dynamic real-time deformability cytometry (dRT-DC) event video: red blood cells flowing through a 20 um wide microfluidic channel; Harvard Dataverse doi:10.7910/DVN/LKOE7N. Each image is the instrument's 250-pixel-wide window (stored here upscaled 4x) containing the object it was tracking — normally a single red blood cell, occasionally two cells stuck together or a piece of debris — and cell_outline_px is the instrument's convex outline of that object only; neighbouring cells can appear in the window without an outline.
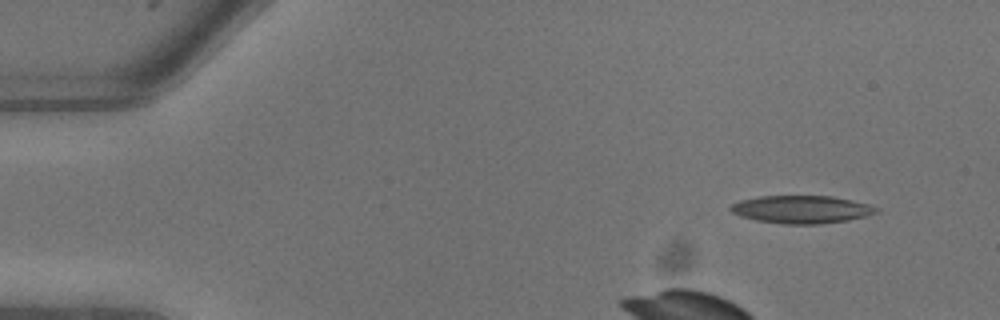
{"species": "common noctule bat (a hibernating species)", "species_latin": "Nyctalus noctula", "temperature_condition": "warm", "stored_images_in_passage": 7, "camera_frame_rate_fps": 3000, "um_per_image_px": 0.085, "animal": {"sex": "male", "body_mass_g": 13.3}, "frame": {"image": 1, "passage_image": 1, "time_ms": 0.0, "image_size_px": [1000, 320], "cell_outline_px": [[880, 212], [868, 216], [848, 220], [820, 224], [784, 224], [756, 220], [740, 216], [732, 212], [728, 208], [732, 204], [740, 200], [760, 196], [832, 196], [872, 204], [880, 208]], "centroid_in_image_um": [68.19, 17.8], "position_along_channel_um": 16.8, "area_um2": 23.87}}
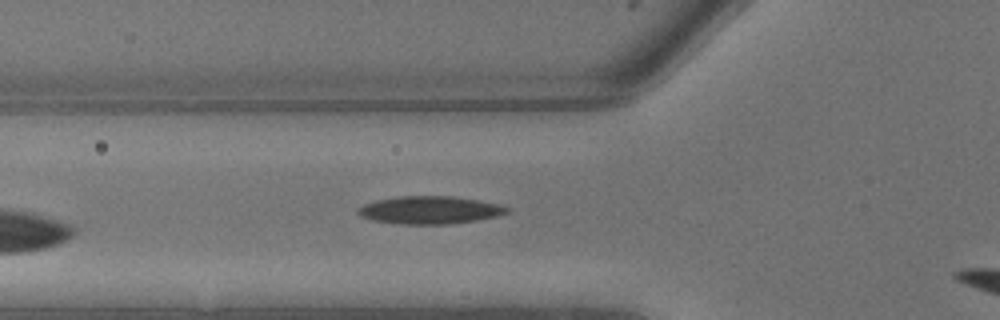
{"frame": {"image": 2, "passage_image": 7, "time_ms": 2.0, "image_size_px": [1000, 320], "cell_outline_px": [[512, 212], [496, 216], [476, 220], [452, 224], [396, 224], [372, 220], [360, 216], [356, 212], [356, 208], [364, 204], [376, 200], [396, 196], [452, 196], [500, 204], [512, 208]], "centroid_in_image_um": [36.53, 17.85], "position_along_channel_um": 89.3, "area_um2": 24.39}}